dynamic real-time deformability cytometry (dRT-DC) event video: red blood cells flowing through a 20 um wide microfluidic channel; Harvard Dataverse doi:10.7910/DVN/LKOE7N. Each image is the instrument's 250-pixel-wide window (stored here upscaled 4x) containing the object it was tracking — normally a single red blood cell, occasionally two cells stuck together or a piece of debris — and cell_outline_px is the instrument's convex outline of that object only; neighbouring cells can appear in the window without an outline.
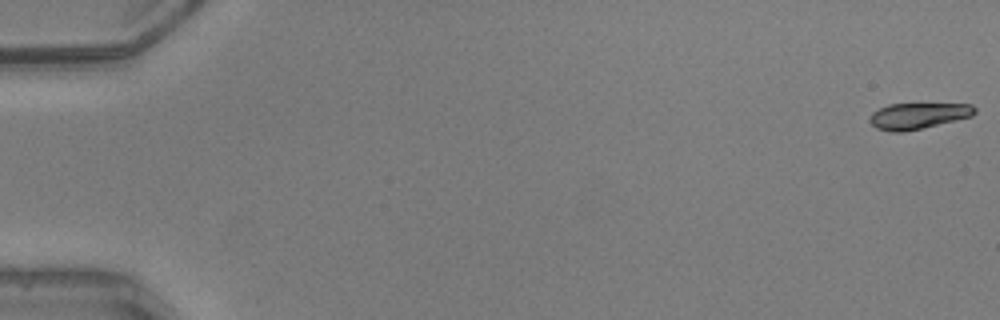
{"species": "common noctule bat (a hibernating species)", "species_latin": "Nyctalus noctula", "temperature_condition": "warm", "stored_images_in_passage": 14, "camera_frame_rate_fps": 3000, "um_per_image_px": 0.085, "animal": {"sex": "male", "body_mass_g": 20.5, "forearm_length_mm": 52.5}, "frame": {"image": 1, "passage_image": 1, "time_ms": 0.0, "image_size_px": [1000, 320], "cell_outline_px": [[976, 112], [972, 116], [956, 120], [904, 132], [888, 132], [876, 128], [868, 120], [872, 112], [888, 104], [972, 104], [976, 108]], "centroid_in_image_um": [78.01, 9.85], "position_along_channel_um": 7.0, "area_um2": 15.95}}
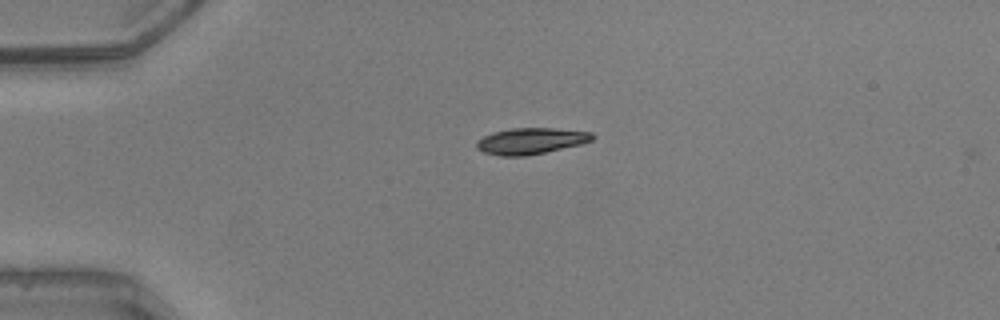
{"frame": {"image": 2, "passage_image": 13, "time_ms": 4.0, "image_size_px": [1000, 320], "cell_outline_px": [[596, 136], [592, 140], [580, 144], [544, 152], [524, 156], [500, 156], [484, 152], [476, 148], [476, 140], [492, 132], [512, 128], [552, 128], [592, 132]], "centroid_in_image_um": [45.1, 11.98], "position_along_channel_um": 39.9, "area_um2": 17.63}}